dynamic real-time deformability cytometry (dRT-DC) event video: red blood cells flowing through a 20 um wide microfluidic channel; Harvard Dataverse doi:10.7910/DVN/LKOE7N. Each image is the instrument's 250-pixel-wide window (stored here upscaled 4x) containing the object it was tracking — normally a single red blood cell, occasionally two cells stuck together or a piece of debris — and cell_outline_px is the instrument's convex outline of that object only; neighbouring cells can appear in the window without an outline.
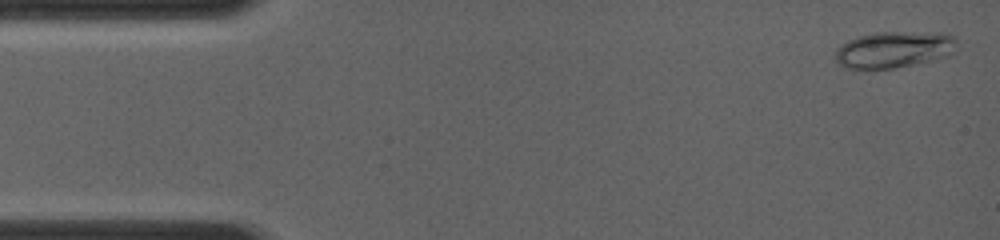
{"species": "common noctule bat (a hibernating species)", "species_latin": "Nyctalus noctula", "temperature_condition": "room temperature", "stored_images_in_passage": 14, "camera_frame_rate_fps": 4000, "um_per_image_px": 0.085, "animal": {"sex": "female", "body_mass_g": 19.0, "forearm_length_mm": 56.7}, "frame": {"image": 1, "passage_image": 1, "time_ms": 0.0, "image_size_px": [1000, 240], "cell_outline_px": [[956, 48], [948, 56], [932, 60], [892, 68], [844, 68], [836, 64], [836, 48], [840, 44], [848, 40], [860, 36], [876, 32], [940, 32], [952, 36], [956, 40]], "centroid_in_image_um": [75.96, 4.2], "position_along_channel_um": 9.0, "area_um2": 25.78}}
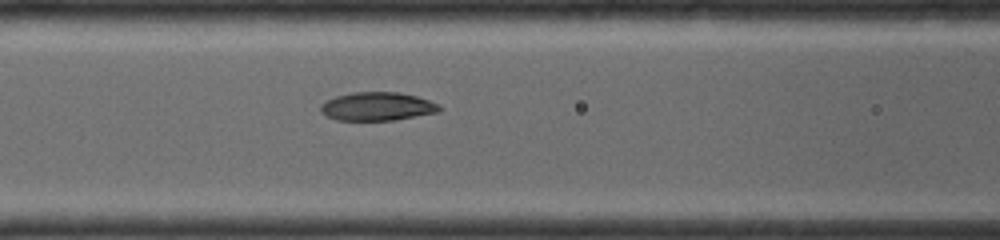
{"frame": {"image": 2, "passage_image": 12, "time_ms": 5.25, "image_size_px": [1000, 240], "cell_outline_px": [[440, 112], [396, 120], [336, 120], [324, 116], [320, 112], [320, 104], [336, 96], [352, 92], [396, 92], [416, 96], [440, 104]], "centroid_in_image_um": [32.05, 9.05], "position_along_channel_um": 134.5, "area_um2": 19.83}}
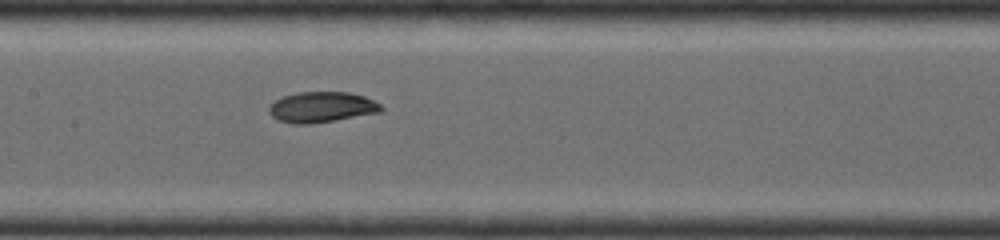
{"frame": {"image": 3, "passage_image": 14, "time_ms": 6.25, "image_size_px": [1000, 240], "cell_outline_px": [[384, 108], [380, 112], [336, 120], [312, 124], [292, 124], [280, 120], [272, 116], [268, 112], [268, 108], [276, 100], [284, 96], [296, 92], [348, 92], [364, 96], [380, 104]], "centroid_in_image_um": [27.34, 9.11], "position_along_channel_um": 180.1, "area_um2": 19.94}}